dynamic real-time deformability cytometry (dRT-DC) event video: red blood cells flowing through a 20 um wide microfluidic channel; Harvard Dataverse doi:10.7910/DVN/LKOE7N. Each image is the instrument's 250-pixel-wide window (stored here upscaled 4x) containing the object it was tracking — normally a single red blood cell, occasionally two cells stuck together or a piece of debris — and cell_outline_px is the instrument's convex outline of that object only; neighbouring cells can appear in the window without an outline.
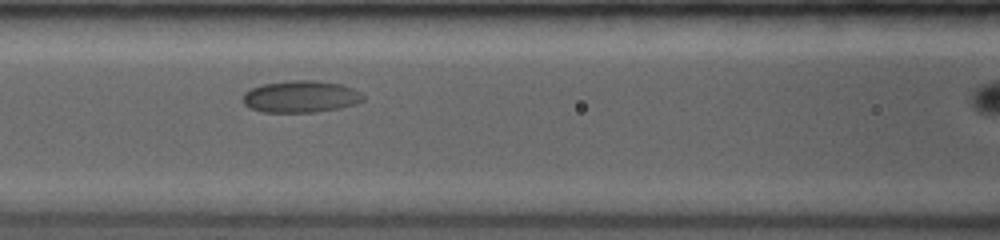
{"species": "common noctule bat (a hibernating species)", "species_latin": "Nyctalus noctula", "temperature_condition": "room temperature", "stored_images_in_passage": 9, "camera_frame_rate_fps": 3500, "um_per_image_px": 0.085, "animal": {"sex": "female", "body_mass_g": 19.0, "forearm_length_mm": 53.3}, "frame": {"image": 1, "passage_image": 8, "time_ms": 3.429, "image_size_px": [1000, 240], "cell_outline_px": [[364, 100], [356, 104], [340, 108], [316, 112], [264, 112], [248, 108], [240, 100], [240, 96], [244, 92], [252, 88], [264, 84], [292, 80], [312, 80], [340, 84], [352, 88], [360, 92], [364, 96]], "centroid_in_image_um": [25.53, 8.22], "position_along_channel_um": 141.1, "area_um2": 22.54}}